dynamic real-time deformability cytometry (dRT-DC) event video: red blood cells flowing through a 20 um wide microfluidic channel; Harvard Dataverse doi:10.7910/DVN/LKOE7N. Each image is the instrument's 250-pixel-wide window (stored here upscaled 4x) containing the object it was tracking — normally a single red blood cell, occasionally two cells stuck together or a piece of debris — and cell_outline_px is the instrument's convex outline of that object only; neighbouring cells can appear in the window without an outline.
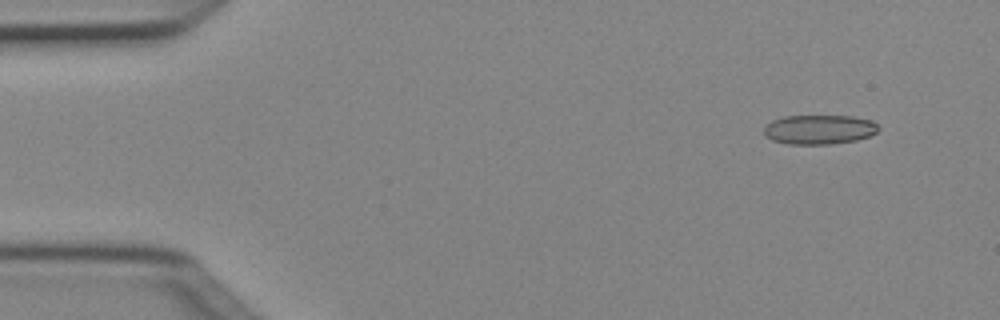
{"species": "Egyptian fruit bat (a non-hibernating species)", "species_latin": "Rousettus aegyptiacus", "temperature_condition": "cold", "stored_images_in_passage": 6, "segment_of_instrument_passage": [2, 2], "camera_frame_rate_fps": 3000, "um_per_image_px": 0.085, "animal": {"sex": "female"}, "frame": {"image": 1, "passage_image": 6, "time_ms": 1.667, "image_size_px": [1000, 320], "cell_outline_px": [[880, 128], [876, 132], [868, 136], [856, 140], [828, 144], [788, 144], [772, 140], [764, 136], [764, 124], [772, 120], [784, 116], [852, 116], [872, 120]], "centroid_in_image_um": [69.59, 11.0], "position_along_channel_um": 15.4, "area_um2": 19.71}}